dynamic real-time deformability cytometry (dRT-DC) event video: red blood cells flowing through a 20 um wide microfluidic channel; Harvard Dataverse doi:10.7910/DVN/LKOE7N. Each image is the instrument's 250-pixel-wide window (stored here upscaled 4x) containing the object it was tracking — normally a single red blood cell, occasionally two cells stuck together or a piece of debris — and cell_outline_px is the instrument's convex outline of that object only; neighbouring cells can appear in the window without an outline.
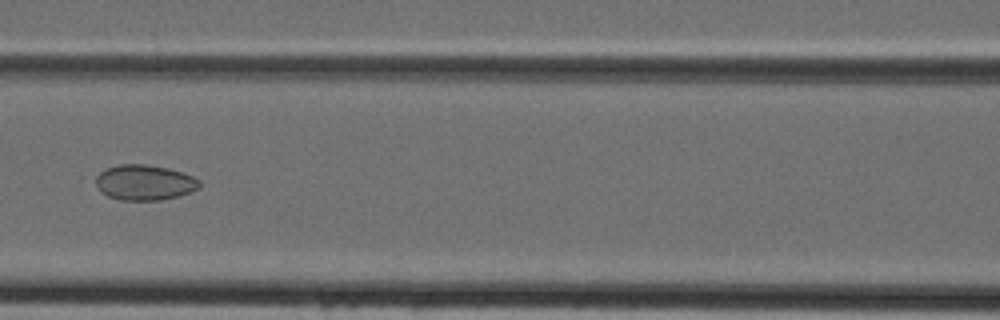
{"species": "Egyptian fruit bat (a non-hibernating species)", "species_latin": "Rousettus aegyptiacus", "temperature_condition": "cold", "stored_images_in_passage": 44, "camera_frame_rate_fps": 3000, "um_per_image_px": 0.085, "animal": {"sex": "female"}, "frame": {"image": 1, "passage_image": 19, "time_ms": 6.0, "image_size_px": [1000, 320], "cell_outline_px": [[200, 188], [176, 196], [160, 200], [120, 200], [108, 196], [100, 192], [96, 184], [96, 176], [100, 172], [108, 168], [120, 164], [144, 164], [168, 168], [192, 176], [200, 180]], "centroid_in_image_um": [12.27, 15.51], "position_along_channel_um": 154.3, "area_um2": 21.21}}
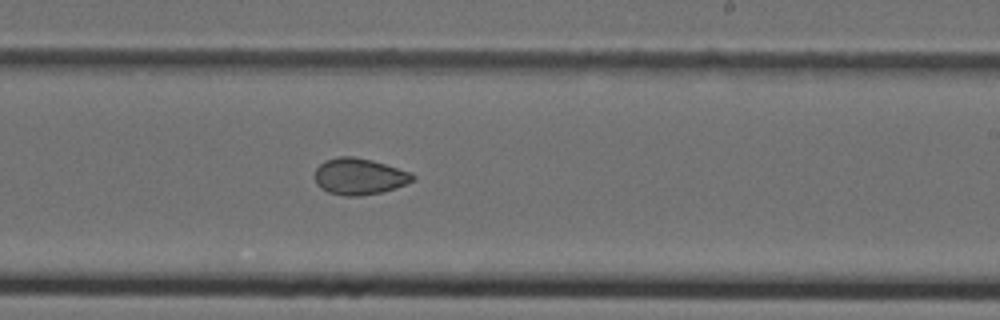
{"frame": {"image": 2, "passage_image": 26, "time_ms": 8.333, "image_size_px": [1000, 320], "cell_outline_px": [[416, 180], [396, 188], [380, 192], [360, 196], [344, 196], [328, 192], [320, 188], [316, 184], [316, 168], [324, 160], [340, 156], [352, 156], [372, 160], [412, 172], [416, 176]], "centroid_in_image_um": [30.56, 15.0], "position_along_channel_um": 258.4, "area_um2": 20.92}}
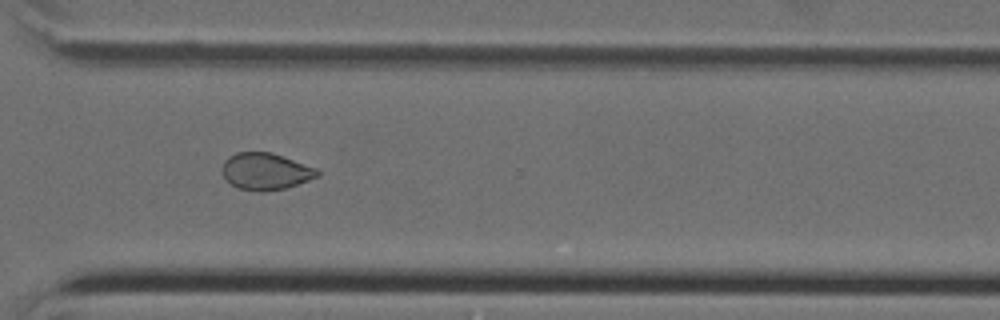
{"frame": {"image": 3, "passage_image": 32, "time_ms": 10.333, "image_size_px": [1000, 320], "cell_outline_px": [[320, 176], [284, 188], [264, 192], [260, 192], [236, 188], [224, 176], [224, 160], [228, 156], [236, 152], [272, 152], [316, 168], [320, 172]], "centroid_in_image_um": [22.59, 14.56], "position_along_channel_um": 348.0, "area_um2": 20.29}}